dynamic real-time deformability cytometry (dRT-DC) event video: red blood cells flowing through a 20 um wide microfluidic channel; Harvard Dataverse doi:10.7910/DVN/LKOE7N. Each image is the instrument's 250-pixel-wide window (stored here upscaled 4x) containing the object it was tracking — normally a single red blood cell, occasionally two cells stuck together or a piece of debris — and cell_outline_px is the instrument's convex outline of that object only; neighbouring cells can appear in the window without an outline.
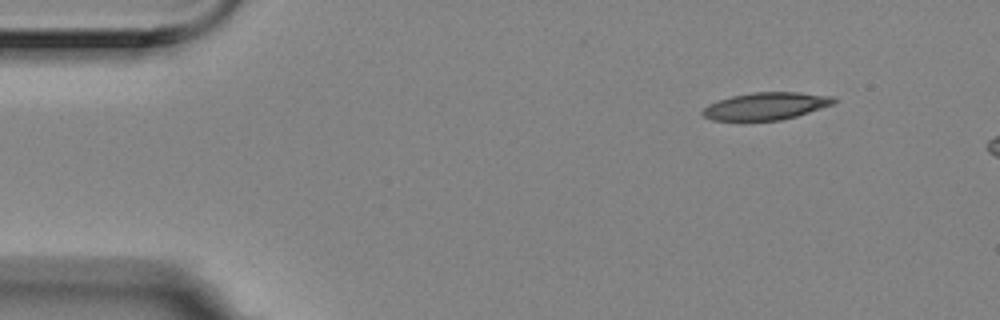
{"species": "Egyptian fruit bat (a non-hibernating species)", "species_latin": "Rousettus aegyptiacus", "temperature_condition": "room temperature", "stored_images_in_passage": 3, "camera_frame_rate_fps": 3000, "um_per_image_px": 0.085, "animal": {"sex": "female"}, "frame": {"image": 1, "passage_image": 1, "time_ms": 0.0, "image_size_px": [1000, 320], "cell_outline_px": [[840, 100], [836, 104], [796, 116], [780, 120], [712, 120], [704, 116], [700, 112], [708, 104], [732, 96], [752, 92], [800, 92], [832, 96]], "centroid_in_image_um": [65.17, 9.01], "position_along_channel_um": 19.8, "area_um2": 20.98}}